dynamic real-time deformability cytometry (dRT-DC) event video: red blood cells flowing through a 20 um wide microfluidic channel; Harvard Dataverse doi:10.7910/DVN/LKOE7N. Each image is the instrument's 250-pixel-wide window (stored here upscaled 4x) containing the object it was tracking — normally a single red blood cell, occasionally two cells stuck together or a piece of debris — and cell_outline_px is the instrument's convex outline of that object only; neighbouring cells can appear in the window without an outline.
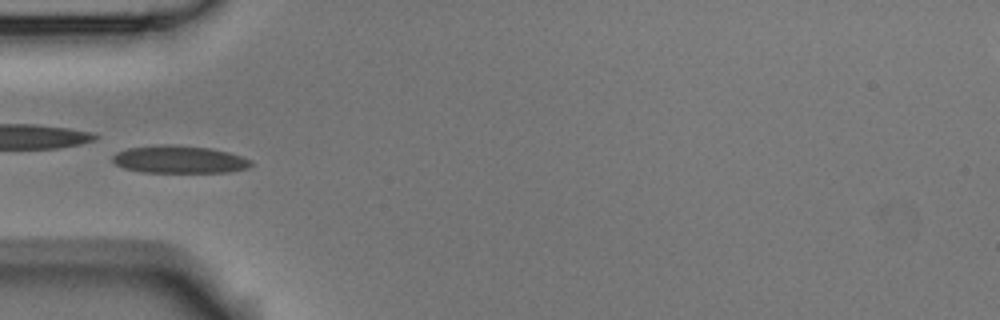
{"species": "Egyptian fruit bat (a non-hibernating species)", "species_latin": "Rousettus aegyptiacus", "temperature_condition": "room temperature", "stored_images_in_passage": 8, "camera_frame_rate_fps": 3000, "um_per_image_px": 0.085, "animal": {"sex": "male"}, "frame": {"image": 1, "passage_image": 6, "time_ms": 1.667, "image_size_px": [1000, 320], "cell_outline_px": [[252, 164], [248, 168], [228, 172], [144, 172], [124, 168], [116, 164], [112, 160], [112, 156], [116, 152], [128, 148], [156, 144], [176, 144], [212, 148], [228, 152], [252, 160]], "centroid_in_image_um": [15.23, 13.54], "position_along_channel_um": 69.8, "area_um2": 22.43}}
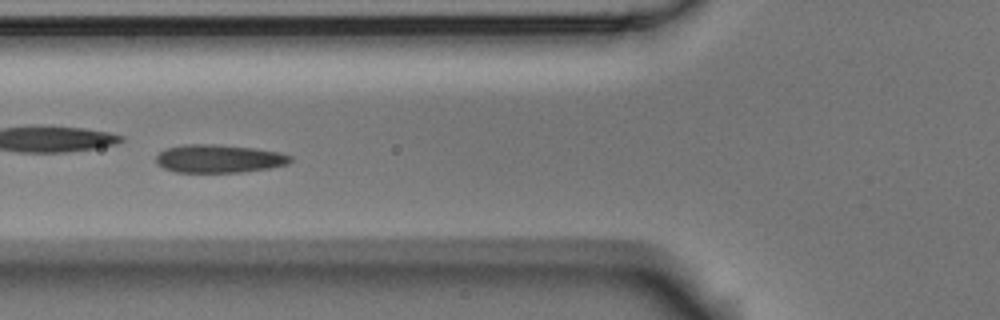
{"frame": {"image": 2, "passage_image": 7, "time_ms": 2.0, "image_size_px": [1000, 320], "cell_outline_px": [[292, 160], [288, 164], [268, 168], [240, 172], [176, 172], [164, 168], [156, 164], [156, 156], [164, 148], [184, 144], [216, 144], [256, 148], [280, 152], [292, 156]], "centroid_in_image_um": [18.6, 13.47], "position_along_channel_um": 107.2, "area_um2": 22.2}}
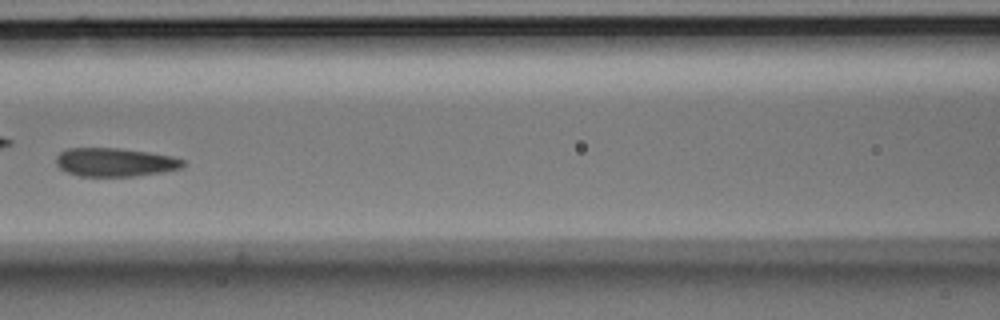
{"frame": {"image": 3, "passage_image": 8, "time_ms": 2.333, "image_size_px": [1000, 320], "cell_outline_px": [[184, 164], [180, 168], [160, 172], [136, 176], [80, 176], [68, 172], [60, 168], [56, 164], [56, 156], [60, 152], [68, 148], [120, 148], [148, 152], [172, 156], [184, 160]], "centroid_in_image_um": [9.75, 13.78], "position_along_channel_um": 156.9, "area_um2": 20.98}}